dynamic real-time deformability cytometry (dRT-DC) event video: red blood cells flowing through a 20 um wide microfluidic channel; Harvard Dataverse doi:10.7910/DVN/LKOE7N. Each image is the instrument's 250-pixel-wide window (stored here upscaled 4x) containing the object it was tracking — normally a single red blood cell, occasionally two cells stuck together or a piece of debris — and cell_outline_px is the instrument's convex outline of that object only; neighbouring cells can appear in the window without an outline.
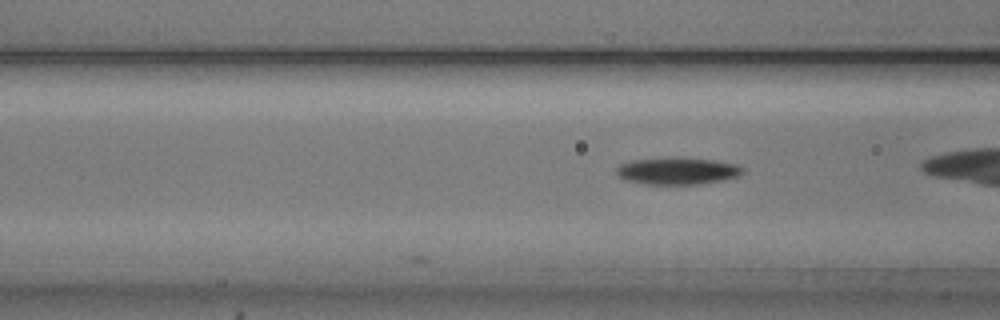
{"species": "common noctule bat (a hibernating species)", "species_latin": "Nyctalus noctula", "temperature_condition": "cold", "stored_images_in_passage": 6, "camera_frame_rate_fps": 3000, "um_per_image_px": 0.085, "animal": {"sex": "male", "body_mass_g": 20.5, "forearm_length_mm": 52.5}, "frame": {"image": 1, "passage_image": 6, "time_ms": 1.667, "image_size_px": [1000, 320], "cell_outline_px": [[744, 172], [736, 176], [704, 184], [644, 184], [624, 180], [616, 172], [616, 168], [620, 164], [632, 160], [716, 160], [736, 164], [744, 168]], "centroid_in_image_um": [57.58, 14.58], "position_along_channel_um": 109.0, "area_um2": 18.96}}